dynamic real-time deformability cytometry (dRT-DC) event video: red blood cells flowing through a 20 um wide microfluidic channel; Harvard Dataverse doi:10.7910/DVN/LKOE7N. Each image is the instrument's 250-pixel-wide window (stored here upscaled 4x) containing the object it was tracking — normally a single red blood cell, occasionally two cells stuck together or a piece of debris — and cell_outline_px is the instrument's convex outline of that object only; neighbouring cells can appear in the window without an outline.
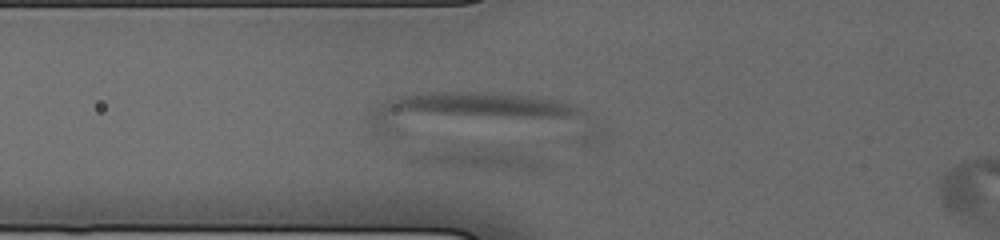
{"species": "human", "species_latin": "Homo sapiens", "temperature_condition": "cold", "stored_images_in_passage": 3, "camera_frame_rate_fps": 3000, "um_per_image_px": 0.085, "donor": {"sex": "male"}, "frame": {"image": 1, "passage_image": 3, "time_ms": 1.333, "image_size_px": [1000, 240], "cell_outline_px": [[584, 112], [568, 116], [396, 136], [392, 136], [376, 128], [368, 120], [372, 112], [380, 104], [388, 100], [400, 96], [428, 92], [500, 92], [540, 96], [572, 104], [580, 108]], "centroid_in_image_um": [39.35, 9.45], "position_along_channel_um": 86.5, "area_um2": 45.66}}